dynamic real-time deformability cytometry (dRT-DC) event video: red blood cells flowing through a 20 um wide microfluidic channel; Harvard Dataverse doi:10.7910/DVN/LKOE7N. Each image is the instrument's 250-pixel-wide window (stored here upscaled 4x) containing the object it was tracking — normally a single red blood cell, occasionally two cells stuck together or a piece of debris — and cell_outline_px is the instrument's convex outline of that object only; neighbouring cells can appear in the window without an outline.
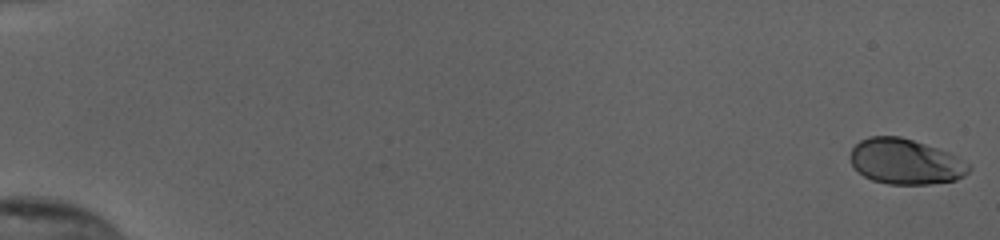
{"species": "human", "species_latin": "Homo sapiens", "temperature_condition": "cold", "stored_images_in_passage": 55, "camera_frame_rate_fps": 3000, "um_per_image_px": 0.085, "donor": {"sex": "female"}, "frame": {"image": 1, "passage_image": 1, "time_ms": 0.0, "image_size_px": [1000, 240], "cell_outline_px": [[972, 168], [964, 176], [956, 180], [928, 184], [888, 184], [872, 180], [864, 176], [852, 164], [852, 148], [860, 140], [868, 136], [900, 136], [948, 152], [956, 156], [968, 164]], "centroid_in_image_um": [76.97, 13.74], "position_along_channel_um": 8.0, "area_um2": 31.04}}
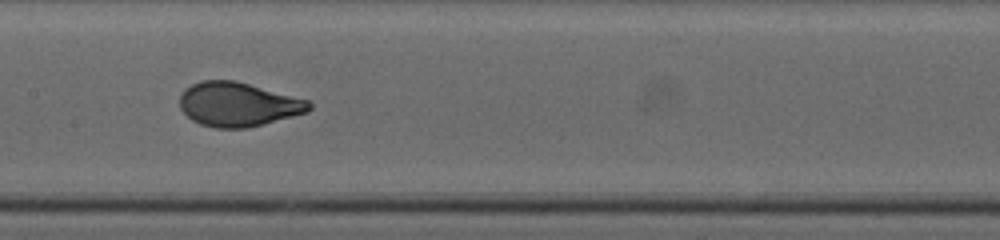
{"frame": {"image": 2, "passage_image": 30, "time_ms": 9.667, "image_size_px": [1000, 240], "cell_outline_px": [[312, 108], [308, 112], [264, 124], [248, 128], [216, 128], [200, 124], [192, 120], [180, 108], [180, 96], [184, 88], [200, 80], [236, 80], [308, 100], [312, 104]], "centroid_in_image_um": [20.23, 8.87], "position_along_channel_um": 187.2, "area_um2": 33.41}}
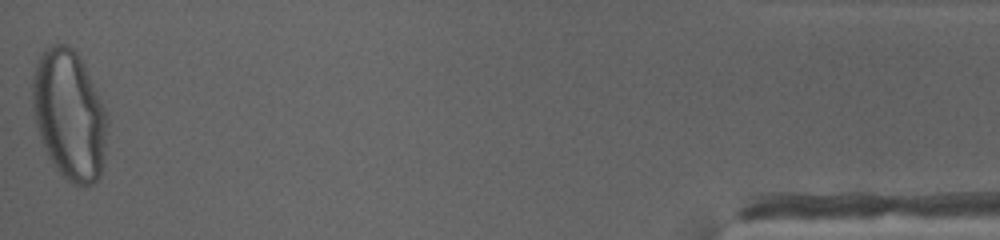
{"frame": {"image": 3, "passage_image": 55, "time_ms": 18.0, "image_size_px": [1000, 240], "cell_outline_px": [[108, 124], [104, 164], [100, 176], [92, 184], [72, 184], [56, 168], [48, 156], [40, 136], [36, 124], [32, 108], [32, 80], [36, 64], [44, 48], [48, 44], [68, 44], [80, 56], [84, 64], [104, 108], [108, 120]], "centroid_in_image_um": [5.89, 9.74], "position_along_channel_um": 429.3, "area_um2": 56.53}, "authors_computed_cell_mechanics": {"area_um2": 33.1194, "velocity_mm_per_s": 3.8644, "shape_relaxation_time_tau1_ms": 3.7081, "shape_relaxation_time_tau2_ms": null, "deformation_change_tau1": 0.1958, "deformation_change_tau2": null}}